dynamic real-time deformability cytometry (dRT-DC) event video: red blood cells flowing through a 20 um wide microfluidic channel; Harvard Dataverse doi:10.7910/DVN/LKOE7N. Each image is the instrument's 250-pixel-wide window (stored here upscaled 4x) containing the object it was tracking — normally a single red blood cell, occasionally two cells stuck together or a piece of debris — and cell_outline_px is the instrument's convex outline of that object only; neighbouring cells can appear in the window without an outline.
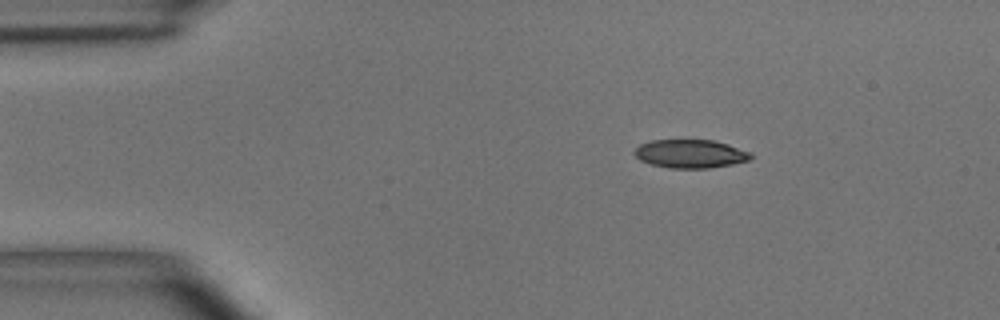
{"species": "common noctule bat (a hibernating species)", "species_latin": "Nyctalus noctula", "temperature_condition": "room temperature", "stored_images_in_passage": 54, "camera_frame_rate_fps": 3000, "um_per_image_px": 0.085, "animal": {"sex": "male", "body_mass_g": 15.6}, "frame": {"image": 1, "passage_image": 8, "time_ms": 2.333, "image_size_px": [1000, 320], "cell_outline_px": [[752, 156], [748, 160], [732, 164], [708, 168], [668, 168], [652, 164], [640, 160], [632, 152], [640, 144], [652, 140], [712, 140], [728, 144], [752, 152]], "centroid_in_image_um": [58.68, 13.07], "position_along_channel_um": 26.3, "area_um2": 19.25}}
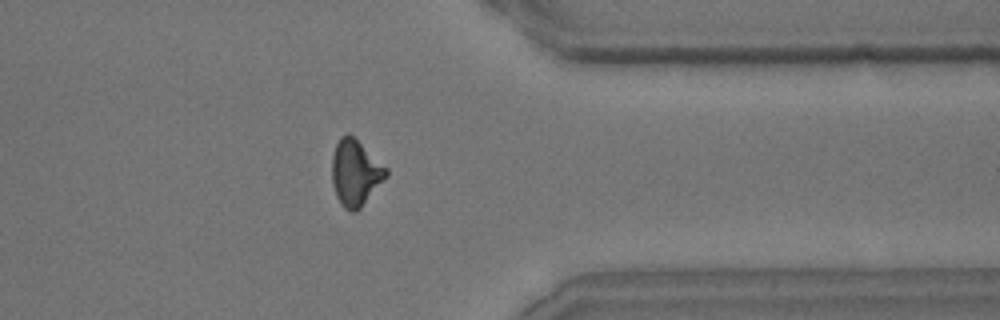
{"frame": {"image": 2, "passage_image": 43, "time_ms": 14.0, "image_size_px": [1000, 320], "cell_outline_px": [[388, 176], [360, 208], [356, 212], [352, 212], [344, 208], [336, 196], [332, 184], [332, 156], [336, 144], [340, 136], [348, 132], [388, 168]], "centroid_in_image_um": [30.21, 14.69], "position_along_channel_um": 381.2, "area_um2": 20.87}}
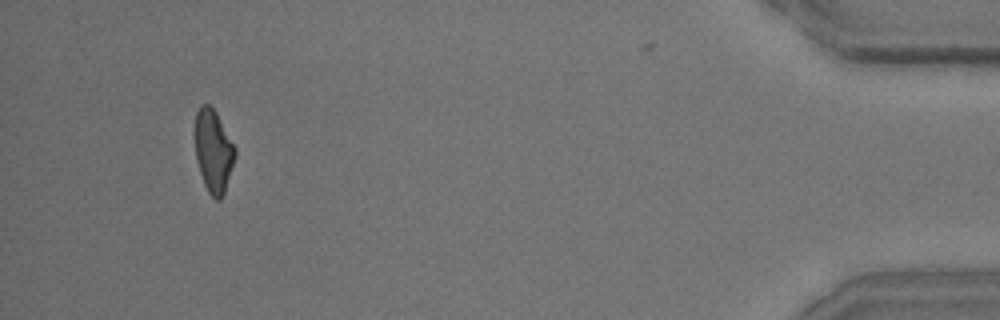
{"frame": {"image": 3, "passage_image": 51, "time_ms": 16.667, "image_size_px": [1000, 320], "cell_outline_px": [[236, 156], [224, 196], [220, 200], [216, 200], [208, 192], [204, 184], [196, 160], [192, 136], [192, 132], [196, 112], [200, 104], [208, 104], [216, 112], [236, 148]], "centroid_in_image_um": [18.1, 12.82], "position_along_channel_um": 417.1, "area_um2": 20.06}, "authors_computed_cell_mechanics": {"area_um2": 20.1722, "velocity_mm_per_s": 3.6248, "shape_relaxation_time_tau1_ms": 5.1547, "shape_relaxation_time_tau2_ms": 1.8437, "deformation_change_tau1": 0.1876, "deformation_change_tau2": 0.092}}